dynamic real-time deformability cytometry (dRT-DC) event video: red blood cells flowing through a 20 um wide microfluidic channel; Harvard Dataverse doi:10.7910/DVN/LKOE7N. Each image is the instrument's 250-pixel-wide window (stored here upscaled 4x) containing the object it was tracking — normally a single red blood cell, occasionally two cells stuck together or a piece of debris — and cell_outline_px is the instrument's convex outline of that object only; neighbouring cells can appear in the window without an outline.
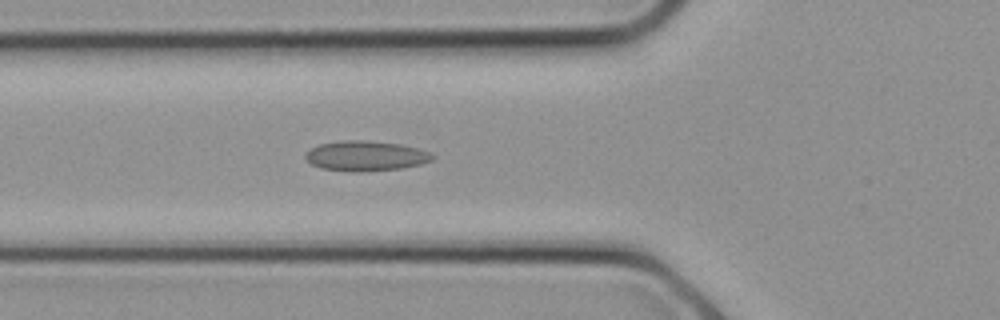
{"species": "common noctule bat (a hibernating species)", "species_latin": "Nyctalus noctula", "temperature_condition": "cold", "stored_images_in_passage": 8, "camera_frame_rate_fps": 3000, "um_per_image_px": 0.085, "animal": {"sex": "female", "body_mass_g": 21.9}, "frame": {"image": 1, "passage_image": 8, "time_ms": 2.333, "image_size_px": [1000, 320], "cell_outline_px": [[436, 156], [432, 160], [420, 164], [400, 168], [360, 172], [348, 172], [320, 168], [312, 164], [304, 156], [304, 152], [320, 144], [340, 140], [364, 140], [400, 144], [416, 148], [428, 152]], "centroid_in_image_um": [31.04, 13.25], "position_along_channel_um": 94.8, "area_um2": 22.25}}